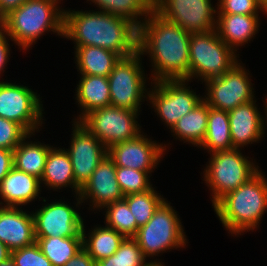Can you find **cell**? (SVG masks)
Returning <instances> with one entry per match:
<instances>
[{
	"instance_id": "cell-1",
	"label": "cell",
	"mask_w": 267,
	"mask_h": 266,
	"mask_svg": "<svg viewBox=\"0 0 267 266\" xmlns=\"http://www.w3.org/2000/svg\"><path fill=\"white\" fill-rule=\"evenodd\" d=\"M191 33L153 11L138 27V52L149 55L151 82L189 81Z\"/></svg>"
},
{
	"instance_id": "cell-2",
	"label": "cell",
	"mask_w": 267,
	"mask_h": 266,
	"mask_svg": "<svg viewBox=\"0 0 267 266\" xmlns=\"http://www.w3.org/2000/svg\"><path fill=\"white\" fill-rule=\"evenodd\" d=\"M63 37L74 41V47H102L121 58L138 51V27L106 12L64 10Z\"/></svg>"
},
{
	"instance_id": "cell-3",
	"label": "cell",
	"mask_w": 267,
	"mask_h": 266,
	"mask_svg": "<svg viewBox=\"0 0 267 266\" xmlns=\"http://www.w3.org/2000/svg\"><path fill=\"white\" fill-rule=\"evenodd\" d=\"M260 170L246 183L223 196L214 212L229 234L241 235L259 229L267 212V178Z\"/></svg>"
},
{
	"instance_id": "cell-4",
	"label": "cell",
	"mask_w": 267,
	"mask_h": 266,
	"mask_svg": "<svg viewBox=\"0 0 267 266\" xmlns=\"http://www.w3.org/2000/svg\"><path fill=\"white\" fill-rule=\"evenodd\" d=\"M56 0H27L0 20L14 44L28 50L46 32L64 35V10Z\"/></svg>"
},
{
	"instance_id": "cell-5",
	"label": "cell",
	"mask_w": 267,
	"mask_h": 266,
	"mask_svg": "<svg viewBox=\"0 0 267 266\" xmlns=\"http://www.w3.org/2000/svg\"><path fill=\"white\" fill-rule=\"evenodd\" d=\"M241 150L232 148L209 153L211 157L203 171L202 180L212 192L210 195L212 206L260 171L256 162L252 158L244 156Z\"/></svg>"
},
{
	"instance_id": "cell-6",
	"label": "cell",
	"mask_w": 267,
	"mask_h": 266,
	"mask_svg": "<svg viewBox=\"0 0 267 266\" xmlns=\"http://www.w3.org/2000/svg\"><path fill=\"white\" fill-rule=\"evenodd\" d=\"M170 204L165 200L133 237L146 259L153 260L154 256L174 248H185L188 243L180 216Z\"/></svg>"
},
{
	"instance_id": "cell-7",
	"label": "cell",
	"mask_w": 267,
	"mask_h": 266,
	"mask_svg": "<svg viewBox=\"0 0 267 266\" xmlns=\"http://www.w3.org/2000/svg\"><path fill=\"white\" fill-rule=\"evenodd\" d=\"M219 37L217 30L208 33H191L189 42V81L220 77L239 60Z\"/></svg>"
},
{
	"instance_id": "cell-8",
	"label": "cell",
	"mask_w": 267,
	"mask_h": 266,
	"mask_svg": "<svg viewBox=\"0 0 267 266\" xmlns=\"http://www.w3.org/2000/svg\"><path fill=\"white\" fill-rule=\"evenodd\" d=\"M141 56L137 51L129 57L120 58L115 64L108 76L110 105L140 112L145 98L148 103L149 88H146L147 75L143 70Z\"/></svg>"
},
{
	"instance_id": "cell-9",
	"label": "cell",
	"mask_w": 267,
	"mask_h": 266,
	"mask_svg": "<svg viewBox=\"0 0 267 266\" xmlns=\"http://www.w3.org/2000/svg\"><path fill=\"white\" fill-rule=\"evenodd\" d=\"M139 115L138 111L109 105L89 112L79 122L108 149L143 132L137 120Z\"/></svg>"
},
{
	"instance_id": "cell-10",
	"label": "cell",
	"mask_w": 267,
	"mask_h": 266,
	"mask_svg": "<svg viewBox=\"0 0 267 266\" xmlns=\"http://www.w3.org/2000/svg\"><path fill=\"white\" fill-rule=\"evenodd\" d=\"M1 80L0 117L18 123L28 134L39 132L45 120L40 95L28 86Z\"/></svg>"
},
{
	"instance_id": "cell-11",
	"label": "cell",
	"mask_w": 267,
	"mask_h": 266,
	"mask_svg": "<svg viewBox=\"0 0 267 266\" xmlns=\"http://www.w3.org/2000/svg\"><path fill=\"white\" fill-rule=\"evenodd\" d=\"M240 61L235 63L227 72L220 77L206 80L205 96L203 100L209 107L230 111L240 104L254 100V88L249 70L245 69Z\"/></svg>"
},
{
	"instance_id": "cell-12",
	"label": "cell",
	"mask_w": 267,
	"mask_h": 266,
	"mask_svg": "<svg viewBox=\"0 0 267 266\" xmlns=\"http://www.w3.org/2000/svg\"><path fill=\"white\" fill-rule=\"evenodd\" d=\"M188 83L187 80L151 82L154 86L149 88L148 101L170 130L203 100V96L190 89Z\"/></svg>"
},
{
	"instance_id": "cell-13",
	"label": "cell",
	"mask_w": 267,
	"mask_h": 266,
	"mask_svg": "<svg viewBox=\"0 0 267 266\" xmlns=\"http://www.w3.org/2000/svg\"><path fill=\"white\" fill-rule=\"evenodd\" d=\"M216 7L217 5L213 7L211 0L154 1V11L190 33H208L215 30Z\"/></svg>"
},
{
	"instance_id": "cell-14",
	"label": "cell",
	"mask_w": 267,
	"mask_h": 266,
	"mask_svg": "<svg viewBox=\"0 0 267 266\" xmlns=\"http://www.w3.org/2000/svg\"><path fill=\"white\" fill-rule=\"evenodd\" d=\"M46 203L32 211L35 238L82 237L84 219L74 206L61 199Z\"/></svg>"
},
{
	"instance_id": "cell-15",
	"label": "cell",
	"mask_w": 267,
	"mask_h": 266,
	"mask_svg": "<svg viewBox=\"0 0 267 266\" xmlns=\"http://www.w3.org/2000/svg\"><path fill=\"white\" fill-rule=\"evenodd\" d=\"M72 123L70 147L65 150L72 162L75 182L82 187L108 154V149L79 121Z\"/></svg>"
},
{
	"instance_id": "cell-16",
	"label": "cell",
	"mask_w": 267,
	"mask_h": 266,
	"mask_svg": "<svg viewBox=\"0 0 267 266\" xmlns=\"http://www.w3.org/2000/svg\"><path fill=\"white\" fill-rule=\"evenodd\" d=\"M166 144L152 141L143 133L137 137L112 145L108 148V156L116 167L132 168L152 173L165 155ZM154 170V171H153Z\"/></svg>"
},
{
	"instance_id": "cell-17",
	"label": "cell",
	"mask_w": 267,
	"mask_h": 266,
	"mask_svg": "<svg viewBox=\"0 0 267 266\" xmlns=\"http://www.w3.org/2000/svg\"><path fill=\"white\" fill-rule=\"evenodd\" d=\"M75 198L76 207L89 200L91 211L99 210V212L107 205L124 198L116 179V166L108 155L99 163Z\"/></svg>"
},
{
	"instance_id": "cell-18",
	"label": "cell",
	"mask_w": 267,
	"mask_h": 266,
	"mask_svg": "<svg viewBox=\"0 0 267 266\" xmlns=\"http://www.w3.org/2000/svg\"><path fill=\"white\" fill-rule=\"evenodd\" d=\"M256 102L257 100L254 99L228 111L233 148L242 149V147L244 148V146L249 144L259 143L264 137L265 130L267 129V121H265L267 118L265 117L267 116V97L263 101L265 103V115H261Z\"/></svg>"
},
{
	"instance_id": "cell-19",
	"label": "cell",
	"mask_w": 267,
	"mask_h": 266,
	"mask_svg": "<svg viewBox=\"0 0 267 266\" xmlns=\"http://www.w3.org/2000/svg\"><path fill=\"white\" fill-rule=\"evenodd\" d=\"M0 241L12 252L33 244L34 219L22 207L0 206Z\"/></svg>"
},
{
	"instance_id": "cell-20",
	"label": "cell",
	"mask_w": 267,
	"mask_h": 266,
	"mask_svg": "<svg viewBox=\"0 0 267 266\" xmlns=\"http://www.w3.org/2000/svg\"><path fill=\"white\" fill-rule=\"evenodd\" d=\"M41 188L40 179L13 167L0 183V206L22 207L35 202Z\"/></svg>"
},
{
	"instance_id": "cell-21",
	"label": "cell",
	"mask_w": 267,
	"mask_h": 266,
	"mask_svg": "<svg viewBox=\"0 0 267 266\" xmlns=\"http://www.w3.org/2000/svg\"><path fill=\"white\" fill-rule=\"evenodd\" d=\"M259 15L217 14L216 30L220 39L235 53L258 33Z\"/></svg>"
},
{
	"instance_id": "cell-22",
	"label": "cell",
	"mask_w": 267,
	"mask_h": 266,
	"mask_svg": "<svg viewBox=\"0 0 267 266\" xmlns=\"http://www.w3.org/2000/svg\"><path fill=\"white\" fill-rule=\"evenodd\" d=\"M40 183L57 192L69 186L76 194L74 197L79 195L81 187L75 182L72 162L65 148L52 146L49 150Z\"/></svg>"
},
{
	"instance_id": "cell-23",
	"label": "cell",
	"mask_w": 267,
	"mask_h": 266,
	"mask_svg": "<svg viewBox=\"0 0 267 266\" xmlns=\"http://www.w3.org/2000/svg\"><path fill=\"white\" fill-rule=\"evenodd\" d=\"M76 87L75 99L81 112L74 121H80L89 112L111 104L108 77L81 75Z\"/></svg>"
},
{
	"instance_id": "cell-24",
	"label": "cell",
	"mask_w": 267,
	"mask_h": 266,
	"mask_svg": "<svg viewBox=\"0 0 267 266\" xmlns=\"http://www.w3.org/2000/svg\"><path fill=\"white\" fill-rule=\"evenodd\" d=\"M75 63L80 75L108 77L120 56L102 47H75Z\"/></svg>"
},
{
	"instance_id": "cell-25",
	"label": "cell",
	"mask_w": 267,
	"mask_h": 266,
	"mask_svg": "<svg viewBox=\"0 0 267 266\" xmlns=\"http://www.w3.org/2000/svg\"><path fill=\"white\" fill-rule=\"evenodd\" d=\"M33 135L35 133H29L13 150V164L16 169L41 179L48 152L52 147L39 141H28Z\"/></svg>"
},
{
	"instance_id": "cell-26",
	"label": "cell",
	"mask_w": 267,
	"mask_h": 266,
	"mask_svg": "<svg viewBox=\"0 0 267 266\" xmlns=\"http://www.w3.org/2000/svg\"><path fill=\"white\" fill-rule=\"evenodd\" d=\"M208 123V104L202 100L187 115L182 116L172 127L171 133L175 139L188 142L197 148L205 138Z\"/></svg>"
},
{
	"instance_id": "cell-27",
	"label": "cell",
	"mask_w": 267,
	"mask_h": 266,
	"mask_svg": "<svg viewBox=\"0 0 267 266\" xmlns=\"http://www.w3.org/2000/svg\"><path fill=\"white\" fill-rule=\"evenodd\" d=\"M91 229L86 234L83 223V248L96 262L113 255L125 239L122 234L107 226L95 225Z\"/></svg>"
},
{
	"instance_id": "cell-28",
	"label": "cell",
	"mask_w": 267,
	"mask_h": 266,
	"mask_svg": "<svg viewBox=\"0 0 267 266\" xmlns=\"http://www.w3.org/2000/svg\"><path fill=\"white\" fill-rule=\"evenodd\" d=\"M199 148L208 151V153L233 148L228 111L217 110L208 105L206 134Z\"/></svg>"
},
{
	"instance_id": "cell-29",
	"label": "cell",
	"mask_w": 267,
	"mask_h": 266,
	"mask_svg": "<svg viewBox=\"0 0 267 266\" xmlns=\"http://www.w3.org/2000/svg\"><path fill=\"white\" fill-rule=\"evenodd\" d=\"M106 12L132 21L139 27L154 11L153 0H87ZM139 19V20H138ZM141 19V20H140Z\"/></svg>"
},
{
	"instance_id": "cell-30",
	"label": "cell",
	"mask_w": 267,
	"mask_h": 266,
	"mask_svg": "<svg viewBox=\"0 0 267 266\" xmlns=\"http://www.w3.org/2000/svg\"><path fill=\"white\" fill-rule=\"evenodd\" d=\"M41 252L52 266H64L83 248L82 237L35 238Z\"/></svg>"
},
{
	"instance_id": "cell-31",
	"label": "cell",
	"mask_w": 267,
	"mask_h": 266,
	"mask_svg": "<svg viewBox=\"0 0 267 266\" xmlns=\"http://www.w3.org/2000/svg\"><path fill=\"white\" fill-rule=\"evenodd\" d=\"M155 187L150 190L134 193L124 196V200L134 216L137 225L140 227L145 225L159 206L166 200L161 193L154 190Z\"/></svg>"
},
{
	"instance_id": "cell-32",
	"label": "cell",
	"mask_w": 267,
	"mask_h": 266,
	"mask_svg": "<svg viewBox=\"0 0 267 266\" xmlns=\"http://www.w3.org/2000/svg\"><path fill=\"white\" fill-rule=\"evenodd\" d=\"M105 210V226L114 229L125 238H133L139 226L124 199L103 208Z\"/></svg>"
},
{
	"instance_id": "cell-33",
	"label": "cell",
	"mask_w": 267,
	"mask_h": 266,
	"mask_svg": "<svg viewBox=\"0 0 267 266\" xmlns=\"http://www.w3.org/2000/svg\"><path fill=\"white\" fill-rule=\"evenodd\" d=\"M150 174L132 168L116 167V179L124 196L150 190Z\"/></svg>"
},
{
	"instance_id": "cell-34",
	"label": "cell",
	"mask_w": 267,
	"mask_h": 266,
	"mask_svg": "<svg viewBox=\"0 0 267 266\" xmlns=\"http://www.w3.org/2000/svg\"><path fill=\"white\" fill-rule=\"evenodd\" d=\"M11 258L15 266H52L36 241L29 246L12 251Z\"/></svg>"
},
{
	"instance_id": "cell-35",
	"label": "cell",
	"mask_w": 267,
	"mask_h": 266,
	"mask_svg": "<svg viewBox=\"0 0 267 266\" xmlns=\"http://www.w3.org/2000/svg\"><path fill=\"white\" fill-rule=\"evenodd\" d=\"M27 135L18 123L0 117V148L13 151Z\"/></svg>"
},
{
	"instance_id": "cell-36",
	"label": "cell",
	"mask_w": 267,
	"mask_h": 266,
	"mask_svg": "<svg viewBox=\"0 0 267 266\" xmlns=\"http://www.w3.org/2000/svg\"><path fill=\"white\" fill-rule=\"evenodd\" d=\"M217 14L259 15L267 13L261 8L257 0H218ZM260 10V11H259Z\"/></svg>"
},
{
	"instance_id": "cell-37",
	"label": "cell",
	"mask_w": 267,
	"mask_h": 266,
	"mask_svg": "<svg viewBox=\"0 0 267 266\" xmlns=\"http://www.w3.org/2000/svg\"><path fill=\"white\" fill-rule=\"evenodd\" d=\"M141 248L133 238H125L122 242V262L125 266H149L151 263L163 264L158 259L146 262ZM158 260V261H157Z\"/></svg>"
},
{
	"instance_id": "cell-38",
	"label": "cell",
	"mask_w": 267,
	"mask_h": 266,
	"mask_svg": "<svg viewBox=\"0 0 267 266\" xmlns=\"http://www.w3.org/2000/svg\"><path fill=\"white\" fill-rule=\"evenodd\" d=\"M9 38V39H8ZM9 40L12 39L7 35V33L0 27V75L4 73V69L10 59V44Z\"/></svg>"
},
{
	"instance_id": "cell-39",
	"label": "cell",
	"mask_w": 267,
	"mask_h": 266,
	"mask_svg": "<svg viewBox=\"0 0 267 266\" xmlns=\"http://www.w3.org/2000/svg\"><path fill=\"white\" fill-rule=\"evenodd\" d=\"M13 167V151L0 148V183Z\"/></svg>"
},
{
	"instance_id": "cell-40",
	"label": "cell",
	"mask_w": 267,
	"mask_h": 266,
	"mask_svg": "<svg viewBox=\"0 0 267 266\" xmlns=\"http://www.w3.org/2000/svg\"><path fill=\"white\" fill-rule=\"evenodd\" d=\"M64 266H96V261L82 248Z\"/></svg>"
},
{
	"instance_id": "cell-41",
	"label": "cell",
	"mask_w": 267,
	"mask_h": 266,
	"mask_svg": "<svg viewBox=\"0 0 267 266\" xmlns=\"http://www.w3.org/2000/svg\"><path fill=\"white\" fill-rule=\"evenodd\" d=\"M96 266H125L122 262V243L113 255L98 260Z\"/></svg>"
},
{
	"instance_id": "cell-42",
	"label": "cell",
	"mask_w": 267,
	"mask_h": 266,
	"mask_svg": "<svg viewBox=\"0 0 267 266\" xmlns=\"http://www.w3.org/2000/svg\"><path fill=\"white\" fill-rule=\"evenodd\" d=\"M27 0H0V20L9 12L19 8Z\"/></svg>"
},
{
	"instance_id": "cell-43",
	"label": "cell",
	"mask_w": 267,
	"mask_h": 266,
	"mask_svg": "<svg viewBox=\"0 0 267 266\" xmlns=\"http://www.w3.org/2000/svg\"><path fill=\"white\" fill-rule=\"evenodd\" d=\"M11 257L9 248L0 241V263Z\"/></svg>"
},
{
	"instance_id": "cell-44",
	"label": "cell",
	"mask_w": 267,
	"mask_h": 266,
	"mask_svg": "<svg viewBox=\"0 0 267 266\" xmlns=\"http://www.w3.org/2000/svg\"><path fill=\"white\" fill-rule=\"evenodd\" d=\"M0 266H15V263L12 261V258H8L5 261L0 263Z\"/></svg>"
},
{
	"instance_id": "cell-45",
	"label": "cell",
	"mask_w": 267,
	"mask_h": 266,
	"mask_svg": "<svg viewBox=\"0 0 267 266\" xmlns=\"http://www.w3.org/2000/svg\"><path fill=\"white\" fill-rule=\"evenodd\" d=\"M261 8L267 13V0H257Z\"/></svg>"
},
{
	"instance_id": "cell-46",
	"label": "cell",
	"mask_w": 267,
	"mask_h": 266,
	"mask_svg": "<svg viewBox=\"0 0 267 266\" xmlns=\"http://www.w3.org/2000/svg\"><path fill=\"white\" fill-rule=\"evenodd\" d=\"M149 266H165L163 264H158V263H151Z\"/></svg>"
},
{
	"instance_id": "cell-47",
	"label": "cell",
	"mask_w": 267,
	"mask_h": 266,
	"mask_svg": "<svg viewBox=\"0 0 267 266\" xmlns=\"http://www.w3.org/2000/svg\"><path fill=\"white\" fill-rule=\"evenodd\" d=\"M266 115H267V103H266ZM267 117V116H266ZM267 119V118H266ZM267 121V120H266ZM267 123V122H266Z\"/></svg>"
}]
</instances>
